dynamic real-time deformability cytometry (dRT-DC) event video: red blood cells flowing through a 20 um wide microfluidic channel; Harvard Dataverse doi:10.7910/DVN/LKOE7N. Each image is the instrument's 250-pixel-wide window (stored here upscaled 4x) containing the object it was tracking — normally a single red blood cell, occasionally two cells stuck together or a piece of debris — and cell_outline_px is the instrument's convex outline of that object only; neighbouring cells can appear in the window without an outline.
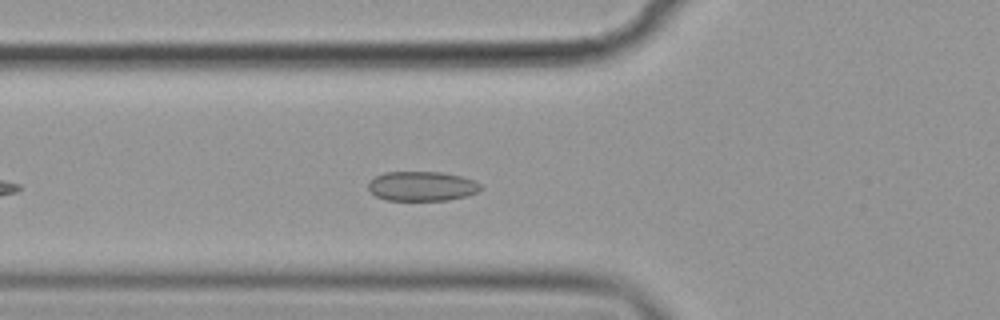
{"species": "common noctule bat (a hibernating species)", "species_latin": "Nyctalus noctula", "temperature_condition": "cold", "stored_images_in_passage": 42, "camera_frame_rate_fps": 3000, "um_per_image_px": 0.085, "animal": {"sex": "female", "body_mass_g": 19.9}, "frame": {"image": 1, "passage_image": 8, "time_ms": 2.333, "image_size_px": [1000, 320], "cell_outline_px": [[484, 188], [480, 192], [468, 196], [448, 200], [384, 200], [376, 196], [368, 188], [368, 184], [376, 176], [384, 172], [440, 172], [460, 176], [476, 180], [484, 184]], "centroid_in_image_um": [35.95, 15.83], "position_along_channel_um": 89.8, "area_um2": 19.65}}
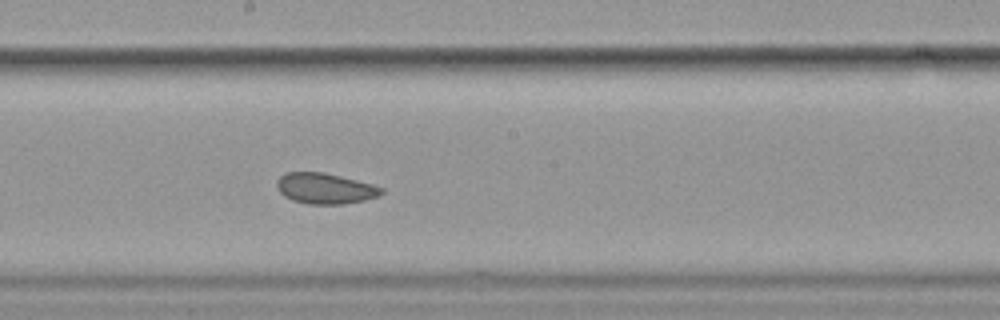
{"frame": {"image": 2, "passage_image": 19, "time_ms": 6.0, "image_size_px": [1000, 320], "cell_outline_px": [[384, 192], [380, 196], [364, 200], [344, 204], [308, 204], [292, 200], [284, 196], [276, 188], [276, 180], [284, 172], [324, 172], [372, 184], [384, 188]], "centroid_in_image_um": [27.62, 16.02], "position_along_channel_um": 220.6, "area_um2": 18.9}}
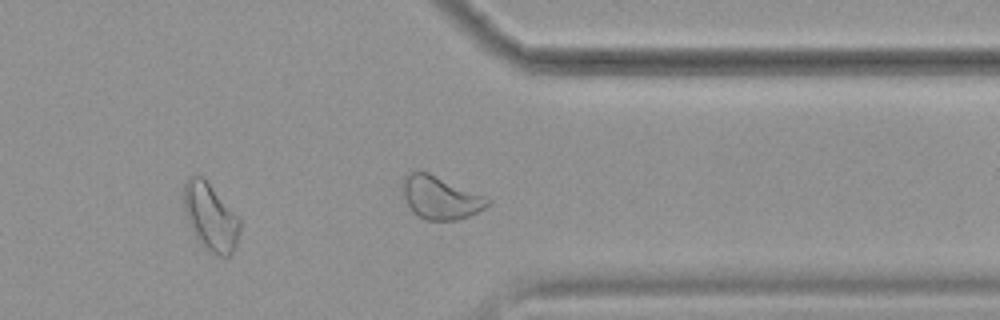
{"frame": {"image": 3, "passage_image": 32, "time_ms": 10.333, "image_size_px": [1000, 320], "cell_outline_px": [[240, 228], [236, 248], [228, 256], [220, 256], [204, 248], [196, 236], [188, 220], [184, 208], [184, 184], [188, 176], [196, 172], [204, 176], [240, 220]], "centroid_in_image_um": [17.89, 18.39], "position_along_channel_um": 393.5, "area_um2": 21.91}, "authors_computed_cell_mechanics": {"area_um2": 19.5653, "velocity_mm_per_s": 3.5692, "shape_relaxation_time_tau1_ms": null, "shape_relaxation_time_tau2_ms": 4.5498, "deformation_change_tau1": null, "deformation_change_tau2": 0.0795}}